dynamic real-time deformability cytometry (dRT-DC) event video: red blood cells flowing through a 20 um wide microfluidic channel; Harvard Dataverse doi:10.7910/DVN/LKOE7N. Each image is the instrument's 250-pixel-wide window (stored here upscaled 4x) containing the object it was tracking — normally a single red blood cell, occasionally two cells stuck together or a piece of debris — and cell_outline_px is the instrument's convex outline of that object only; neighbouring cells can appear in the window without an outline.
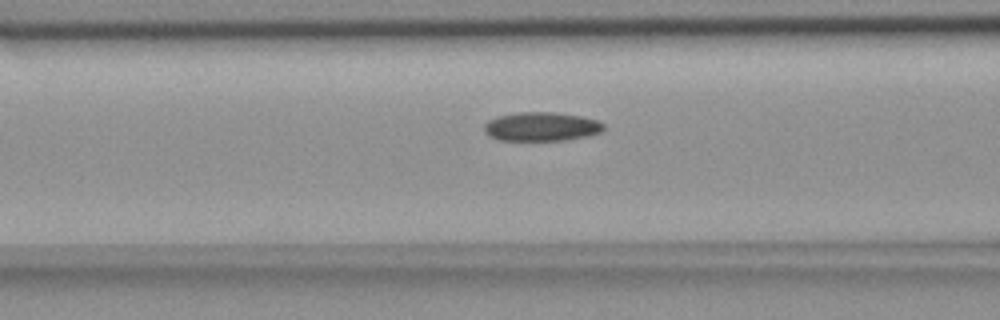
{"species": "common noctule bat (a hibernating species)", "species_latin": "Nyctalus noctula", "temperature_condition": "room temperature", "stored_images_in_passage": 34, "camera_frame_rate_fps": 3000, "um_per_image_px": 0.085, "animal": {"sex": "female", "body_mass_g": 18.4}, "frame": {"image": 1, "passage_image": 8, "time_ms": 2.333, "image_size_px": [1000, 320], "cell_outline_px": [[604, 128], [600, 132], [588, 136], [564, 140], [496, 140], [488, 136], [484, 132], [484, 124], [488, 120], [496, 116], [516, 112], [556, 112], [580, 116], [596, 120], [604, 124]], "centroid_in_image_um": [45.96, 10.76], "position_along_channel_um": 120.6, "area_um2": 20.29}}
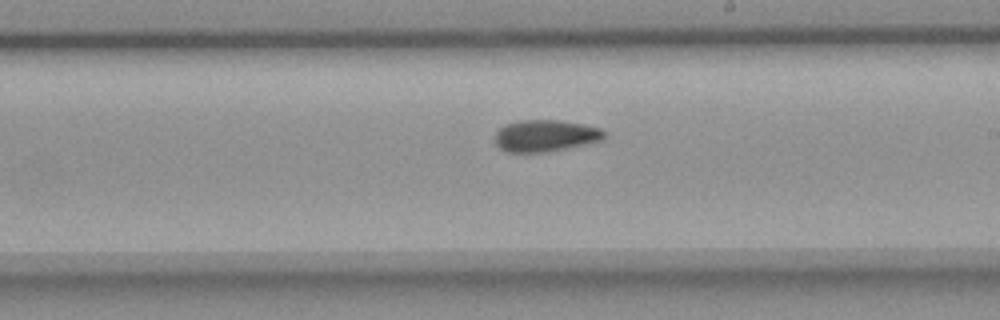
{"frame": {"image": 2, "passage_image": 18, "time_ms": 5.667, "image_size_px": [1000, 320], "cell_outline_px": [[604, 136], [600, 140], [588, 144], [544, 152], [504, 152], [496, 144], [496, 132], [504, 124], [520, 120], [560, 120], [584, 124], [600, 128], [604, 132]], "centroid_in_image_um": [46.34, 11.53], "position_along_channel_um": 242.7, "area_um2": 20.17}}
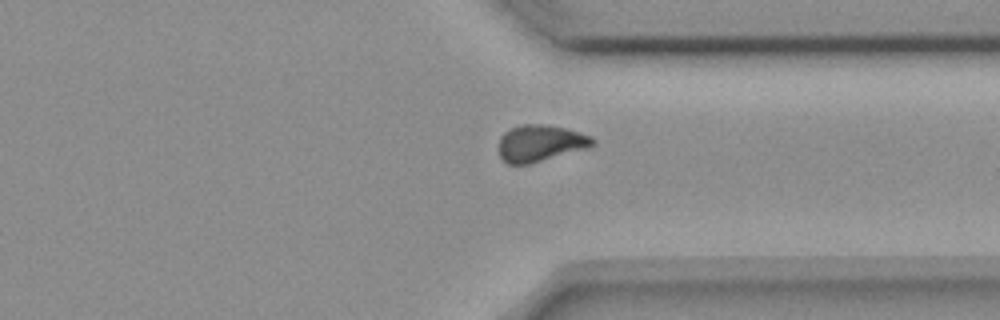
{"frame": {"image": 3, "passage_image": 28, "time_ms": 9.0, "image_size_px": [1000, 320], "cell_outline_px": [[596, 144], [588, 148], [528, 164], [508, 164], [500, 156], [500, 136], [508, 128], [520, 124], [544, 124], [564, 128], [592, 136], [596, 140]], "centroid_in_image_um": [45.94, 12.16], "position_along_channel_um": 365.5, "area_um2": 20.06}, "authors_computed_cell_mechanics": {"area_um2": 20.4034, "velocity_mm_per_s": 3.6734, "shape_relaxation_time_tau1_ms": 10.8873, "shape_relaxation_time_tau2_ms": 5.44, "deformation_change_tau1": 0.1794, "deformation_change_tau2": 0.108}}